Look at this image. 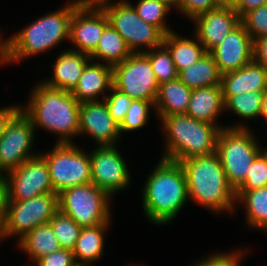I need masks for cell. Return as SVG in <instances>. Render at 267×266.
Masks as SVG:
<instances>
[{"label":"cell","mask_w":267,"mask_h":266,"mask_svg":"<svg viewBox=\"0 0 267 266\" xmlns=\"http://www.w3.org/2000/svg\"><path fill=\"white\" fill-rule=\"evenodd\" d=\"M8 201L7 181L4 175L0 174V212H6Z\"/></svg>","instance_id":"44"},{"label":"cell","mask_w":267,"mask_h":266,"mask_svg":"<svg viewBox=\"0 0 267 266\" xmlns=\"http://www.w3.org/2000/svg\"><path fill=\"white\" fill-rule=\"evenodd\" d=\"M89 135L98 146L116 145L119 137V124L112 118L105 101L80 103L79 135Z\"/></svg>","instance_id":"16"},{"label":"cell","mask_w":267,"mask_h":266,"mask_svg":"<svg viewBox=\"0 0 267 266\" xmlns=\"http://www.w3.org/2000/svg\"><path fill=\"white\" fill-rule=\"evenodd\" d=\"M242 254L240 250L235 253H217L206 257V259L195 263L193 266H240L239 262L243 257Z\"/></svg>","instance_id":"40"},{"label":"cell","mask_w":267,"mask_h":266,"mask_svg":"<svg viewBox=\"0 0 267 266\" xmlns=\"http://www.w3.org/2000/svg\"><path fill=\"white\" fill-rule=\"evenodd\" d=\"M178 35L174 31L165 34L163 45L170 52L173 63L179 73L197 62L207 52L196 36L197 40H192Z\"/></svg>","instance_id":"25"},{"label":"cell","mask_w":267,"mask_h":266,"mask_svg":"<svg viewBox=\"0 0 267 266\" xmlns=\"http://www.w3.org/2000/svg\"><path fill=\"white\" fill-rule=\"evenodd\" d=\"M253 60L267 69V36L253 40Z\"/></svg>","instance_id":"41"},{"label":"cell","mask_w":267,"mask_h":266,"mask_svg":"<svg viewBox=\"0 0 267 266\" xmlns=\"http://www.w3.org/2000/svg\"><path fill=\"white\" fill-rule=\"evenodd\" d=\"M265 91H252L231 96L225 102V109L232 111L243 119L260 117L261 102Z\"/></svg>","instance_id":"30"},{"label":"cell","mask_w":267,"mask_h":266,"mask_svg":"<svg viewBox=\"0 0 267 266\" xmlns=\"http://www.w3.org/2000/svg\"><path fill=\"white\" fill-rule=\"evenodd\" d=\"M35 131L22 110L10 120L0 138V174L4 175L3 172L8 173L39 155L30 152Z\"/></svg>","instance_id":"12"},{"label":"cell","mask_w":267,"mask_h":266,"mask_svg":"<svg viewBox=\"0 0 267 266\" xmlns=\"http://www.w3.org/2000/svg\"><path fill=\"white\" fill-rule=\"evenodd\" d=\"M241 23L253 40L267 36V4L247 12Z\"/></svg>","instance_id":"35"},{"label":"cell","mask_w":267,"mask_h":266,"mask_svg":"<svg viewBox=\"0 0 267 266\" xmlns=\"http://www.w3.org/2000/svg\"><path fill=\"white\" fill-rule=\"evenodd\" d=\"M5 213L6 212H0V238L5 239L7 237L6 235V221H5Z\"/></svg>","instance_id":"48"},{"label":"cell","mask_w":267,"mask_h":266,"mask_svg":"<svg viewBox=\"0 0 267 266\" xmlns=\"http://www.w3.org/2000/svg\"><path fill=\"white\" fill-rule=\"evenodd\" d=\"M150 60L158 84L178 78V72L168 49L162 44L159 47L143 52Z\"/></svg>","instance_id":"31"},{"label":"cell","mask_w":267,"mask_h":266,"mask_svg":"<svg viewBox=\"0 0 267 266\" xmlns=\"http://www.w3.org/2000/svg\"><path fill=\"white\" fill-rule=\"evenodd\" d=\"M222 6H234L238 0H219Z\"/></svg>","instance_id":"50"},{"label":"cell","mask_w":267,"mask_h":266,"mask_svg":"<svg viewBox=\"0 0 267 266\" xmlns=\"http://www.w3.org/2000/svg\"><path fill=\"white\" fill-rule=\"evenodd\" d=\"M109 19L103 8L77 7L70 20L71 50L91 55L97 48Z\"/></svg>","instance_id":"15"},{"label":"cell","mask_w":267,"mask_h":266,"mask_svg":"<svg viewBox=\"0 0 267 266\" xmlns=\"http://www.w3.org/2000/svg\"><path fill=\"white\" fill-rule=\"evenodd\" d=\"M1 35H0V64H7V39L1 40Z\"/></svg>","instance_id":"46"},{"label":"cell","mask_w":267,"mask_h":266,"mask_svg":"<svg viewBox=\"0 0 267 266\" xmlns=\"http://www.w3.org/2000/svg\"><path fill=\"white\" fill-rule=\"evenodd\" d=\"M244 125L222 128L217 139L216 153L229 185L236 190L246 179L253 161L260 153L259 142Z\"/></svg>","instance_id":"6"},{"label":"cell","mask_w":267,"mask_h":266,"mask_svg":"<svg viewBox=\"0 0 267 266\" xmlns=\"http://www.w3.org/2000/svg\"><path fill=\"white\" fill-rule=\"evenodd\" d=\"M225 110L221 85L193 89L186 115L213 125H218L217 118Z\"/></svg>","instance_id":"22"},{"label":"cell","mask_w":267,"mask_h":266,"mask_svg":"<svg viewBox=\"0 0 267 266\" xmlns=\"http://www.w3.org/2000/svg\"><path fill=\"white\" fill-rule=\"evenodd\" d=\"M267 187V165L259 153L250 167L245 181L236 190H253Z\"/></svg>","instance_id":"36"},{"label":"cell","mask_w":267,"mask_h":266,"mask_svg":"<svg viewBox=\"0 0 267 266\" xmlns=\"http://www.w3.org/2000/svg\"><path fill=\"white\" fill-rule=\"evenodd\" d=\"M142 195V206L149 221L158 225L171 222L189 201L181 164L161 158L148 176Z\"/></svg>","instance_id":"2"},{"label":"cell","mask_w":267,"mask_h":266,"mask_svg":"<svg viewBox=\"0 0 267 266\" xmlns=\"http://www.w3.org/2000/svg\"><path fill=\"white\" fill-rule=\"evenodd\" d=\"M109 225L110 221L94 227H82L72 250L78 266H92V262L100 259L105 244L104 233Z\"/></svg>","instance_id":"24"},{"label":"cell","mask_w":267,"mask_h":266,"mask_svg":"<svg viewBox=\"0 0 267 266\" xmlns=\"http://www.w3.org/2000/svg\"><path fill=\"white\" fill-rule=\"evenodd\" d=\"M267 4V0H238L233 6L237 14L242 18L247 12Z\"/></svg>","instance_id":"42"},{"label":"cell","mask_w":267,"mask_h":266,"mask_svg":"<svg viewBox=\"0 0 267 266\" xmlns=\"http://www.w3.org/2000/svg\"><path fill=\"white\" fill-rule=\"evenodd\" d=\"M158 1L165 4L169 8H172L174 6L178 9L179 6V0H158Z\"/></svg>","instance_id":"49"},{"label":"cell","mask_w":267,"mask_h":266,"mask_svg":"<svg viewBox=\"0 0 267 266\" xmlns=\"http://www.w3.org/2000/svg\"><path fill=\"white\" fill-rule=\"evenodd\" d=\"M150 106L155 108V102L133 99L124 120L119 125L120 134L122 132L135 131L146 125L150 117Z\"/></svg>","instance_id":"34"},{"label":"cell","mask_w":267,"mask_h":266,"mask_svg":"<svg viewBox=\"0 0 267 266\" xmlns=\"http://www.w3.org/2000/svg\"><path fill=\"white\" fill-rule=\"evenodd\" d=\"M103 100L112 118L120 125L133 99L112 86L110 96H106Z\"/></svg>","instance_id":"37"},{"label":"cell","mask_w":267,"mask_h":266,"mask_svg":"<svg viewBox=\"0 0 267 266\" xmlns=\"http://www.w3.org/2000/svg\"><path fill=\"white\" fill-rule=\"evenodd\" d=\"M260 154L264 157L265 163L267 165V147L264 150L261 147Z\"/></svg>","instance_id":"51"},{"label":"cell","mask_w":267,"mask_h":266,"mask_svg":"<svg viewBox=\"0 0 267 266\" xmlns=\"http://www.w3.org/2000/svg\"><path fill=\"white\" fill-rule=\"evenodd\" d=\"M210 53L222 75L237 71L253 60V39L240 23Z\"/></svg>","instance_id":"18"},{"label":"cell","mask_w":267,"mask_h":266,"mask_svg":"<svg viewBox=\"0 0 267 266\" xmlns=\"http://www.w3.org/2000/svg\"><path fill=\"white\" fill-rule=\"evenodd\" d=\"M8 201H24L53 191L46 161L36 156L4 175Z\"/></svg>","instance_id":"13"},{"label":"cell","mask_w":267,"mask_h":266,"mask_svg":"<svg viewBox=\"0 0 267 266\" xmlns=\"http://www.w3.org/2000/svg\"><path fill=\"white\" fill-rule=\"evenodd\" d=\"M20 105L0 108V138L3 135L7 124L21 110Z\"/></svg>","instance_id":"43"},{"label":"cell","mask_w":267,"mask_h":266,"mask_svg":"<svg viewBox=\"0 0 267 266\" xmlns=\"http://www.w3.org/2000/svg\"><path fill=\"white\" fill-rule=\"evenodd\" d=\"M237 203L245 206L246 222L255 229L267 232V187L235 190Z\"/></svg>","instance_id":"27"},{"label":"cell","mask_w":267,"mask_h":266,"mask_svg":"<svg viewBox=\"0 0 267 266\" xmlns=\"http://www.w3.org/2000/svg\"><path fill=\"white\" fill-rule=\"evenodd\" d=\"M18 243V246L23 249L34 262L42 256L62 248L49 223L37 226L21 238Z\"/></svg>","instance_id":"29"},{"label":"cell","mask_w":267,"mask_h":266,"mask_svg":"<svg viewBox=\"0 0 267 266\" xmlns=\"http://www.w3.org/2000/svg\"><path fill=\"white\" fill-rule=\"evenodd\" d=\"M221 88L224 103L234 95L267 90V69L252 60L237 71L222 75Z\"/></svg>","instance_id":"19"},{"label":"cell","mask_w":267,"mask_h":266,"mask_svg":"<svg viewBox=\"0 0 267 266\" xmlns=\"http://www.w3.org/2000/svg\"><path fill=\"white\" fill-rule=\"evenodd\" d=\"M132 54L123 37L109 23L100 38L96 50L90 55L91 60L102 59L114 66L126 60Z\"/></svg>","instance_id":"28"},{"label":"cell","mask_w":267,"mask_h":266,"mask_svg":"<svg viewBox=\"0 0 267 266\" xmlns=\"http://www.w3.org/2000/svg\"><path fill=\"white\" fill-rule=\"evenodd\" d=\"M192 90L178 78L158 87L155 110L158 116L186 114Z\"/></svg>","instance_id":"23"},{"label":"cell","mask_w":267,"mask_h":266,"mask_svg":"<svg viewBox=\"0 0 267 266\" xmlns=\"http://www.w3.org/2000/svg\"><path fill=\"white\" fill-rule=\"evenodd\" d=\"M166 138L162 159L181 162L191 157L207 156L216 152L220 125L197 120L186 114L159 116Z\"/></svg>","instance_id":"4"},{"label":"cell","mask_w":267,"mask_h":266,"mask_svg":"<svg viewBox=\"0 0 267 266\" xmlns=\"http://www.w3.org/2000/svg\"><path fill=\"white\" fill-rule=\"evenodd\" d=\"M34 266H78L72 250L59 249L35 261Z\"/></svg>","instance_id":"39"},{"label":"cell","mask_w":267,"mask_h":266,"mask_svg":"<svg viewBox=\"0 0 267 266\" xmlns=\"http://www.w3.org/2000/svg\"><path fill=\"white\" fill-rule=\"evenodd\" d=\"M76 7H94L102 8L104 5L109 4V0H75L72 2Z\"/></svg>","instance_id":"45"},{"label":"cell","mask_w":267,"mask_h":266,"mask_svg":"<svg viewBox=\"0 0 267 266\" xmlns=\"http://www.w3.org/2000/svg\"><path fill=\"white\" fill-rule=\"evenodd\" d=\"M28 104L22 112L32 125L58 134L56 143H72L71 138L79 135L80 103L71 92L38 83L30 94ZM71 140V141H70Z\"/></svg>","instance_id":"1"},{"label":"cell","mask_w":267,"mask_h":266,"mask_svg":"<svg viewBox=\"0 0 267 266\" xmlns=\"http://www.w3.org/2000/svg\"><path fill=\"white\" fill-rule=\"evenodd\" d=\"M39 155L46 161L55 193L92 183L90 155L73 143H56L49 153Z\"/></svg>","instance_id":"8"},{"label":"cell","mask_w":267,"mask_h":266,"mask_svg":"<svg viewBox=\"0 0 267 266\" xmlns=\"http://www.w3.org/2000/svg\"><path fill=\"white\" fill-rule=\"evenodd\" d=\"M192 20L196 22L194 36L209 53L241 23V17L232 6H221Z\"/></svg>","instance_id":"17"},{"label":"cell","mask_w":267,"mask_h":266,"mask_svg":"<svg viewBox=\"0 0 267 266\" xmlns=\"http://www.w3.org/2000/svg\"><path fill=\"white\" fill-rule=\"evenodd\" d=\"M112 86V66L95 61L85 66L78 84L71 93L79 103L98 101L100 95L106 97L105 90H110Z\"/></svg>","instance_id":"21"},{"label":"cell","mask_w":267,"mask_h":266,"mask_svg":"<svg viewBox=\"0 0 267 266\" xmlns=\"http://www.w3.org/2000/svg\"><path fill=\"white\" fill-rule=\"evenodd\" d=\"M58 211V194L51 192L24 201H7L6 235L18 241L37 226L49 223Z\"/></svg>","instance_id":"11"},{"label":"cell","mask_w":267,"mask_h":266,"mask_svg":"<svg viewBox=\"0 0 267 266\" xmlns=\"http://www.w3.org/2000/svg\"><path fill=\"white\" fill-rule=\"evenodd\" d=\"M260 116L265 118V122L267 123V90H265L261 102V110H260Z\"/></svg>","instance_id":"47"},{"label":"cell","mask_w":267,"mask_h":266,"mask_svg":"<svg viewBox=\"0 0 267 266\" xmlns=\"http://www.w3.org/2000/svg\"><path fill=\"white\" fill-rule=\"evenodd\" d=\"M89 155L92 183L110 197L130 185V172L116 145L98 146Z\"/></svg>","instance_id":"14"},{"label":"cell","mask_w":267,"mask_h":266,"mask_svg":"<svg viewBox=\"0 0 267 266\" xmlns=\"http://www.w3.org/2000/svg\"><path fill=\"white\" fill-rule=\"evenodd\" d=\"M110 198L93 183L78 185L58 194V210L80 227H94L110 221Z\"/></svg>","instance_id":"7"},{"label":"cell","mask_w":267,"mask_h":266,"mask_svg":"<svg viewBox=\"0 0 267 266\" xmlns=\"http://www.w3.org/2000/svg\"><path fill=\"white\" fill-rule=\"evenodd\" d=\"M138 16L145 22L158 27L164 34L173 32L164 23L170 8L158 0H139L133 6Z\"/></svg>","instance_id":"33"},{"label":"cell","mask_w":267,"mask_h":266,"mask_svg":"<svg viewBox=\"0 0 267 266\" xmlns=\"http://www.w3.org/2000/svg\"><path fill=\"white\" fill-rule=\"evenodd\" d=\"M221 78L222 74L209 52L190 67L178 73V79L191 90L221 85Z\"/></svg>","instance_id":"26"},{"label":"cell","mask_w":267,"mask_h":266,"mask_svg":"<svg viewBox=\"0 0 267 266\" xmlns=\"http://www.w3.org/2000/svg\"><path fill=\"white\" fill-rule=\"evenodd\" d=\"M77 7L70 2L7 38V63L46 52L64 39L69 40L70 20Z\"/></svg>","instance_id":"5"},{"label":"cell","mask_w":267,"mask_h":266,"mask_svg":"<svg viewBox=\"0 0 267 266\" xmlns=\"http://www.w3.org/2000/svg\"><path fill=\"white\" fill-rule=\"evenodd\" d=\"M112 79L113 87L132 99L156 101L159 84L144 53H132L123 62L112 66Z\"/></svg>","instance_id":"10"},{"label":"cell","mask_w":267,"mask_h":266,"mask_svg":"<svg viewBox=\"0 0 267 266\" xmlns=\"http://www.w3.org/2000/svg\"><path fill=\"white\" fill-rule=\"evenodd\" d=\"M186 176L188 197L206 209L230 212L236 203L218 154L191 157L179 162Z\"/></svg>","instance_id":"3"},{"label":"cell","mask_w":267,"mask_h":266,"mask_svg":"<svg viewBox=\"0 0 267 266\" xmlns=\"http://www.w3.org/2000/svg\"><path fill=\"white\" fill-rule=\"evenodd\" d=\"M221 6L219 0H179L178 10L192 20L198 15Z\"/></svg>","instance_id":"38"},{"label":"cell","mask_w":267,"mask_h":266,"mask_svg":"<svg viewBox=\"0 0 267 266\" xmlns=\"http://www.w3.org/2000/svg\"><path fill=\"white\" fill-rule=\"evenodd\" d=\"M109 23L123 37L132 53H143L138 47H147L148 51L163 44L164 33L155 25L143 21L133 5L126 0L109 3L102 7Z\"/></svg>","instance_id":"9"},{"label":"cell","mask_w":267,"mask_h":266,"mask_svg":"<svg viewBox=\"0 0 267 266\" xmlns=\"http://www.w3.org/2000/svg\"><path fill=\"white\" fill-rule=\"evenodd\" d=\"M49 224L59 240L60 246L63 249L73 250L82 227L59 210L54 214Z\"/></svg>","instance_id":"32"},{"label":"cell","mask_w":267,"mask_h":266,"mask_svg":"<svg viewBox=\"0 0 267 266\" xmlns=\"http://www.w3.org/2000/svg\"><path fill=\"white\" fill-rule=\"evenodd\" d=\"M92 61L90 56L75 50H65L53 64V77L43 81L46 86L72 92L78 84L85 66Z\"/></svg>","instance_id":"20"}]
</instances>
